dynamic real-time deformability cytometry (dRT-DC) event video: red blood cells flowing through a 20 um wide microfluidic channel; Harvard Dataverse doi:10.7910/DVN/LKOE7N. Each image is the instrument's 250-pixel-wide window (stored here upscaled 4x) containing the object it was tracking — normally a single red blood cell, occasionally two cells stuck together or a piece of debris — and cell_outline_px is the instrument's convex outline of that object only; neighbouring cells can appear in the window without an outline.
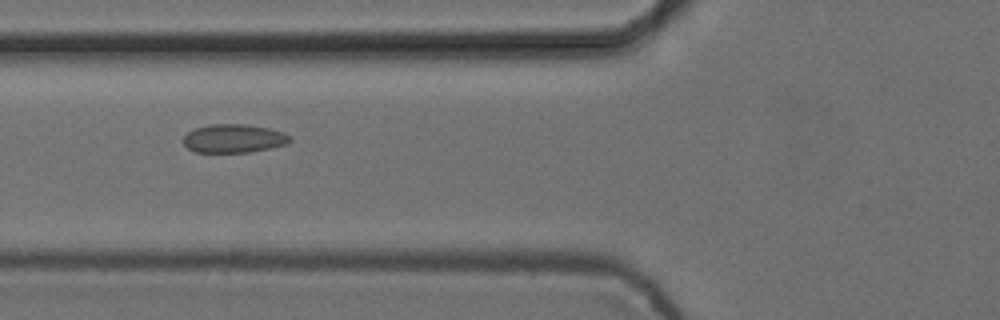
{"species": "common noctule bat (a hibernating species)", "species_latin": "Nyctalus noctula", "temperature_condition": "cold", "stored_images_in_passage": 7, "camera_frame_rate_fps": 3000, "um_per_image_px": 0.085, "animal": {"sex": "female", "body_mass_g": 24.6, "forearm_length_mm": 56.2}, "frame": {"image": 1, "passage_image": 6, "time_ms": 1.667, "image_size_px": [1000, 320], "cell_outline_px": [[292, 140], [288, 144], [248, 152], [196, 152], [188, 148], [184, 144], [184, 136], [188, 132], [196, 128], [208, 124], [244, 124], [268, 128], [284, 132], [292, 136]], "centroid_in_image_um": [19.9, 11.76], "position_along_channel_um": 105.9, "area_um2": 17.69}}
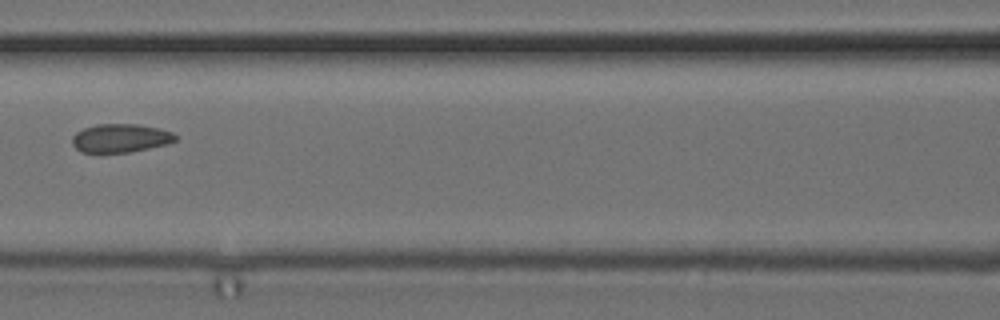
{"frame": {"image": 2, "passage_image": 7, "time_ms": 2.0, "image_size_px": [1000, 320], "cell_outline_px": [[176, 140], [168, 144], [128, 152], [80, 152], [72, 144], [72, 136], [76, 132], [84, 128], [96, 124], [140, 124], [160, 128], [172, 132], [176, 136]], "centroid_in_image_um": [10.24, 11.73], "position_along_channel_um": 156.4, "area_um2": 17.17}}